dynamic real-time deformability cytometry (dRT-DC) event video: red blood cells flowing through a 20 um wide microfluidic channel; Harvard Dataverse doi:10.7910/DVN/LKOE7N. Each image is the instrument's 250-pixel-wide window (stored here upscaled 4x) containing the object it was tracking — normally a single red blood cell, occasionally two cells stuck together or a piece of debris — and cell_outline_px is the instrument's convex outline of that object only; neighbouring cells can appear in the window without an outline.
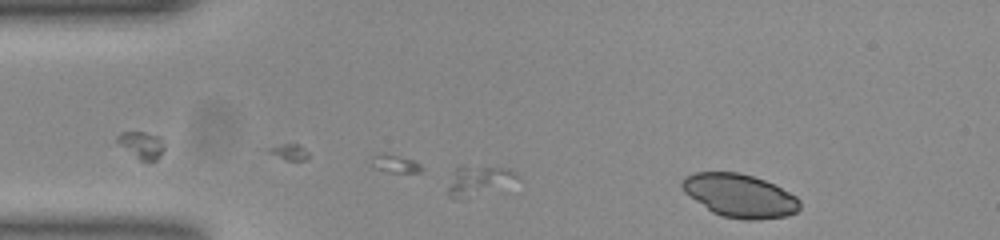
{"species": "common noctule bat (a hibernating species)", "species_latin": "Nyctalus noctula", "temperature_condition": "room temperature", "stored_images_in_passage": 34, "camera_frame_rate_fps": 3000, "um_per_image_px": 0.085, "animal": {"sex": "female", "body_mass_g": 23.0, "forearm_length_mm": 53.4}, "frame": {"image": 1, "passage_image": 1, "time_ms": 0.0, "image_size_px": [1000, 240], "cell_outline_px": [[800, 208], [796, 212], [784, 216], [756, 220], [744, 220], [724, 216], [712, 212], [684, 192], [680, 184], [684, 176], [696, 172], [740, 172], [764, 180], [796, 196], [800, 200]], "centroid_in_image_um": [62.85, 16.62], "position_along_channel_um": 22.1, "area_um2": 29.48}}